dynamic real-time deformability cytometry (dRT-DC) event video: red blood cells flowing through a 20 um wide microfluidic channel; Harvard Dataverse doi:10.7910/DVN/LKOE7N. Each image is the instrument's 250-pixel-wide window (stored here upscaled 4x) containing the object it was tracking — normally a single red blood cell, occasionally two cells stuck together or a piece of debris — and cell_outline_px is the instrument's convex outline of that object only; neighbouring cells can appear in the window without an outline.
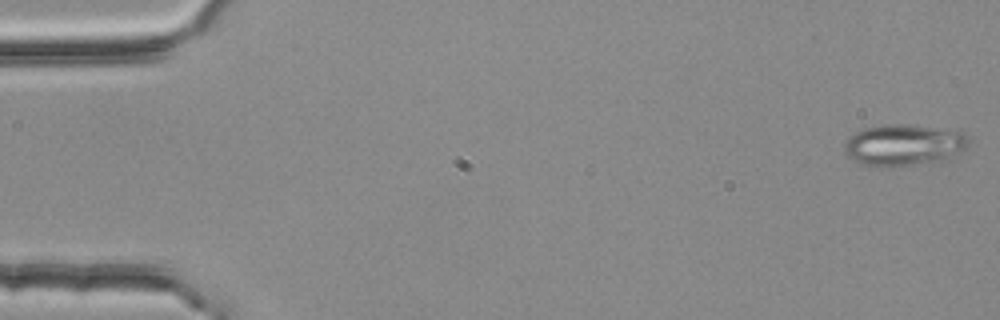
{"species": "common noctule bat (a hibernating species)", "species_latin": "Nyctalus noctula", "temperature_condition": "room temperature", "stored_images_in_passage": 54, "camera_frame_rate_fps": 3000, "um_per_image_px": 0.085, "animal": {"sex": "female", "body_mass_g": 25.1}, "frame": {"image": 1, "passage_image": 1, "time_ms": 0.0, "image_size_px": [1000, 320], "cell_outline_px": [[972, 140], [968, 148], [948, 160], [884, 168], [876, 168], [860, 164], [852, 160], [844, 152], [844, 144], [848, 136], [864, 128], [884, 124], [900, 124], [964, 132]], "centroid_in_image_um": [76.82, 12.36], "position_along_channel_um": 8.2, "area_um2": 30.63}}
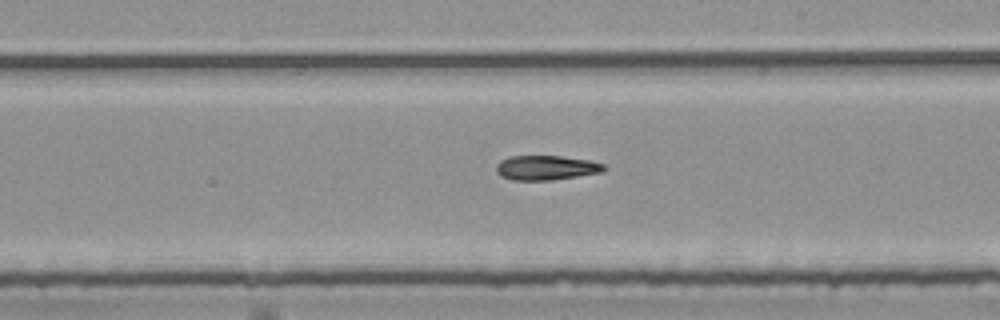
{"frame": {"image": 2, "passage_image": 31, "time_ms": 10.0, "image_size_px": [1000, 320], "cell_outline_px": [[608, 168], [604, 172], [552, 180], [512, 180], [500, 176], [496, 172], [496, 164], [500, 160], [508, 156], [560, 156], [588, 160], [604, 164]], "centroid_in_image_um": [46.42, 14.26], "position_along_channel_um": 242.6, "area_um2": 15.61}}
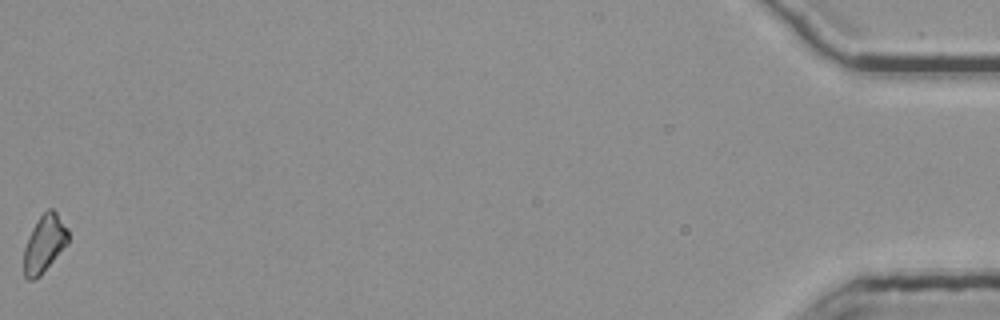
{"frame": {"image": 3, "passage_image": 54, "time_ms": 17.667, "image_size_px": [1000, 320], "cell_outline_px": [[68, 244], [40, 276], [32, 280], [28, 280], [24, 276], [24, 248], [28, 236], [32, 228], [40, 216], [48, 208], [52, 208], [56, 212], [68, 228]], "centroid_in_image_um": [3.78, 20.71], "position_along_channel_um": 431.4, "area_um2": 14.85}, "authors_computed_cell_mechanics": {"area_um2": 15.8661, "velocity_mm_per_s": 3.8067, "shape_relaxation_time_tau1_ms": 9.3617, "shape_relaxation_time_tau2_ms": 6.7538, "deformation_change_tau1": 0.1961, "deformation_change_tau2": 0.1661}}